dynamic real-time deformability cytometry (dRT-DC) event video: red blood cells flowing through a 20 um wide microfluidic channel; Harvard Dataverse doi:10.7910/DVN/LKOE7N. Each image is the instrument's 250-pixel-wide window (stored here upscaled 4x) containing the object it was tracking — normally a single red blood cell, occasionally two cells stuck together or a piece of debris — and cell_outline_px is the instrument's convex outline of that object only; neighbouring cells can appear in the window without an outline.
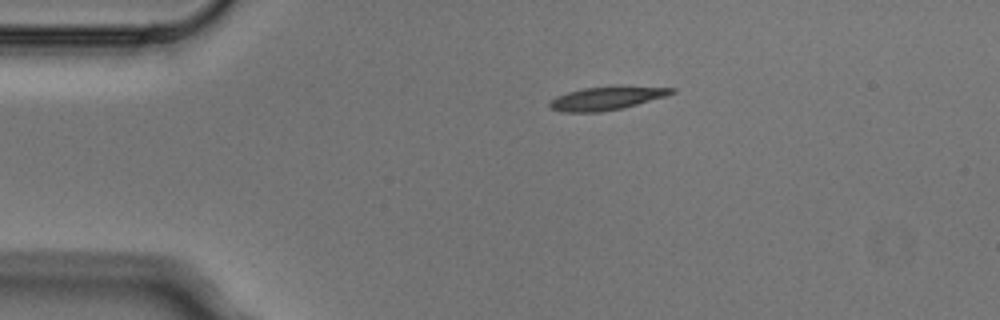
{"species": "Egyptian fruit bat (a non-hibernating species)", "species_latin": "Rousettus aegyptiacus", "temperature_condition": "cold", "stored_images_in_passage": 2, "camera_frame_rate_fps": 3000, "um_per_image_px": 0.085, "animal": {"sex": "male"}, "frame": {"image": 1, "passage_image": 1, "time_ms": 0.0, "image_size_px": [1000, 320], "cell_outline_px": [[676, 92], [664, 96], [636, 104], [620, 108], [600, 112], [560, 112], [552, 108], [548, 104], [556, 96], [568, 92], [584, 88], [676, 88]], "centroid_in_image_um": [51.45, 8.39], "position_along_channel_um": 33.6, "area_um2": 15.49}}